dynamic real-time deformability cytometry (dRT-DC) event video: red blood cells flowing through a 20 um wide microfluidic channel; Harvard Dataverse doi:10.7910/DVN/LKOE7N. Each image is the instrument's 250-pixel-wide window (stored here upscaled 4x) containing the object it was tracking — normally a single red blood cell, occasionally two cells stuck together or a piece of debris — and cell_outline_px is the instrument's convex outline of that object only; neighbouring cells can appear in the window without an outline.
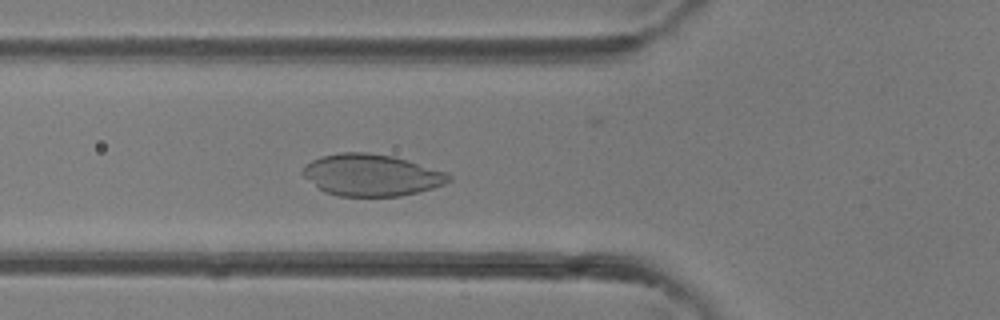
{"species": "common noctule bat (a hibernating species)", "species_latin": "Nyctalus noctula", "temperature_condition": "room temperature", "stored_images_in_passage": 38, "camera_frame_rate_fps": 3000, "um_per_image_px": 0.085, "animal": {"sex": "female"}, "frame": {"image": 1, "passage_image": 11, "time_ms": 3.333, "image_size_px": [1000, 320], "cell_outline_px": [[452, 180], [444, 184], [432, 188], [400, 196], [336, 196], [324, 192], [304, 176], [300, 172], [304, 164], [320, 156], [340, 152], [368, 152], [392, 156], [448, 172], [452, 176]], "centroid_in_image_um": [31.55, 14.87], "position_along_channel_um": 94.3, "area_um2": 35.66}}
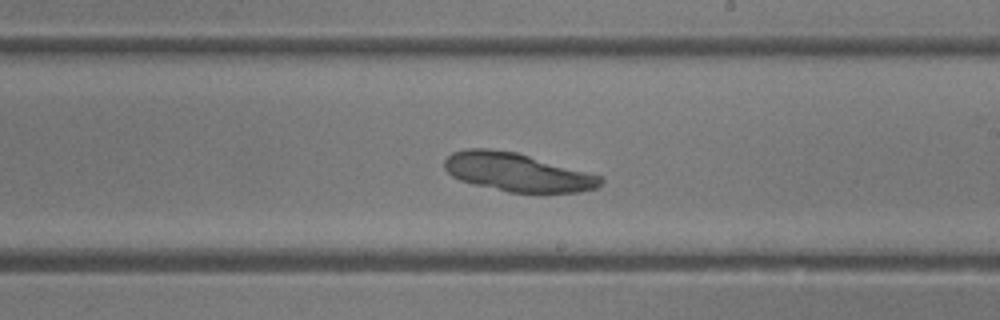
{"frame": {"image": 2, "passage_image": 20, "time_ms": 6.333, "image_size_px": [1000, 320], "cell_outline_px": [[604, 180], [600, 188], [580, 192], [540, 196], [508, 192], [460, 180], [452, 176], [444, 168], [444, 160], [452, 152], [464, 148], [488, 148], [516, 152], [600, 176]], "centroid_in_image_um": [44.01, 14.68], "position_along_channel_um": 245.0, "area_um2": 35.72}}
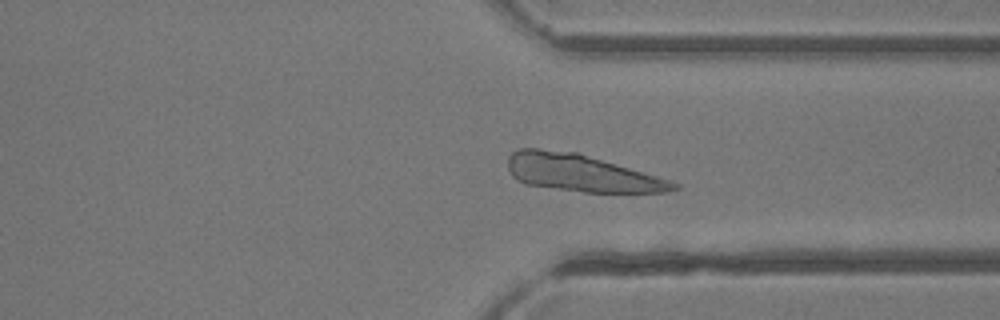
{"frame": {"image": 3, "passage_image": 27, "time_ms": 8.667, "image_size_px": [1000, 320], "cell_outline_px": [[680, 188], [668, 192], [584, 192], [524, 184], [516, 180], [512, 176], [508, 168], [508, 156], [512, 152], [520, 148], [540, 148], [576, 152], [672, 180], [680, 184]], "centroid_in_image_um": [49.41, 14.7], "position_along_channel_um": 362.0, "area_um2": 35.95}}